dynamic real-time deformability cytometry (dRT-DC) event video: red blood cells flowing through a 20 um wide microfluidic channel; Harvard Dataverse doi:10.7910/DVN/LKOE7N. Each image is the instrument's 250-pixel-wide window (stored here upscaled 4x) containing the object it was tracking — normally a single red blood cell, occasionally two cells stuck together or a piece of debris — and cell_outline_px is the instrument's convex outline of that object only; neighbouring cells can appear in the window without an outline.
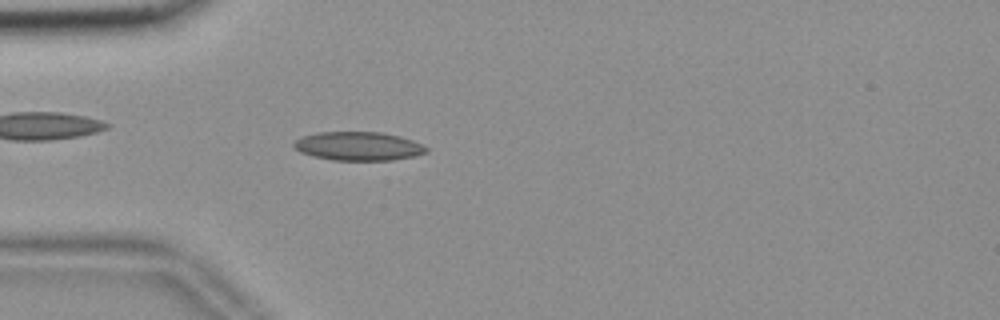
{"species": "common noctule bat (a hibernating species)", "species_latin": "Nyctalus noctula", "temperature_condition": "room temperature", "stored_images_in_passage": 50, "camera_frame_rate_fps": 3000, "um_per_image_px": 0.085, "animal": {"sex": "female", "body_mass_g": 18.4}, "frame": {"image": 1, "passage_image": 11, "time_ms": 3.333, "image_size_px": [1000, 320], "cell_outline_px": [[428, 152], [416, 156], [392, 160], [332, 160], [300, 152], [292, 144], [296, 140], [304, 136], [316, 132], [384, 132], [400, 136], [412, 140], [428, 148]], "centroid_in_image_um": [30.5, 12.42], "position_along_channel_um": 54.5, "area_um2": 22.08}}
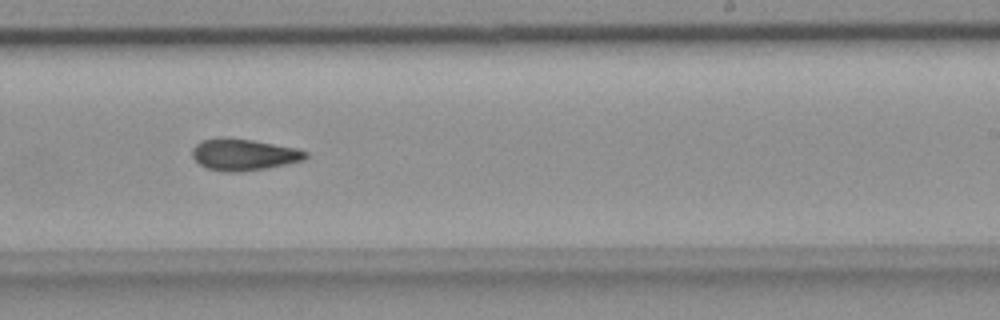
{"frame": {"image": 2, "passage_image": 29, "time_ms": 9.333, "image_size_px": [1000, 320], "cell_outline_px": [[308, 156], [304, 160], [268, 168], [240, 172], [228, 172], [208, 168], [200, 164], [192, 156], [192, 148], [200, 140], [252, 140], [296, 148], [308, 152]], "centroid_in_image_um": [20.76, 13.18], "position_along_channel_um": 268.2, "area_um2": 20.23}}
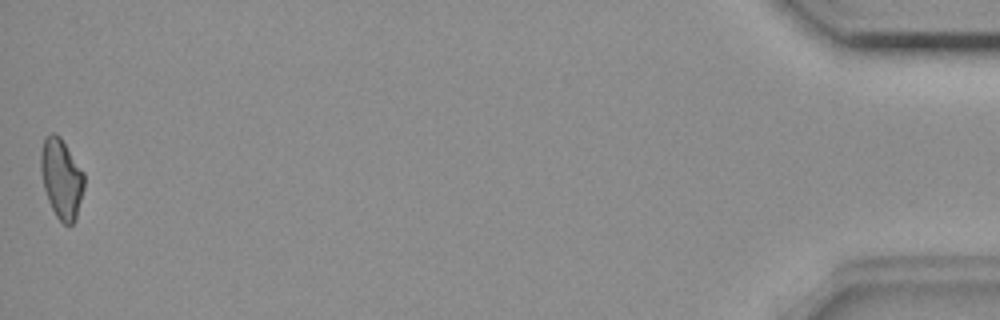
{"frame": {"image": 3, "passage_image": 50, "time_ms": 16.333, "image_size_px": [1000, 320], "cell_outline_px": [[84, 188], [76, 216], [72, 224], [64, 224], [56, 216], [48, 200], [44, 188], [40, 172], [40, 152], [44, 136], [52, 132], [56, 132], [60, 136], [84, 172]], "centroid_in_image_um": [5.2, 15.11], "position_along_channel_um": 430.0, "area_um2": 20.23}, "authors_computed_cell_mechanics": {"area_um2": 20.4901, "velocity_mm_per_s": 3.6772, "shape_relaxation_time_tau1_ms": null, "shape_relaxation_time_tau2_ms": 5.4174, "deformation_change_tau1": null, "deformation_change_tau2": 0.1259}}